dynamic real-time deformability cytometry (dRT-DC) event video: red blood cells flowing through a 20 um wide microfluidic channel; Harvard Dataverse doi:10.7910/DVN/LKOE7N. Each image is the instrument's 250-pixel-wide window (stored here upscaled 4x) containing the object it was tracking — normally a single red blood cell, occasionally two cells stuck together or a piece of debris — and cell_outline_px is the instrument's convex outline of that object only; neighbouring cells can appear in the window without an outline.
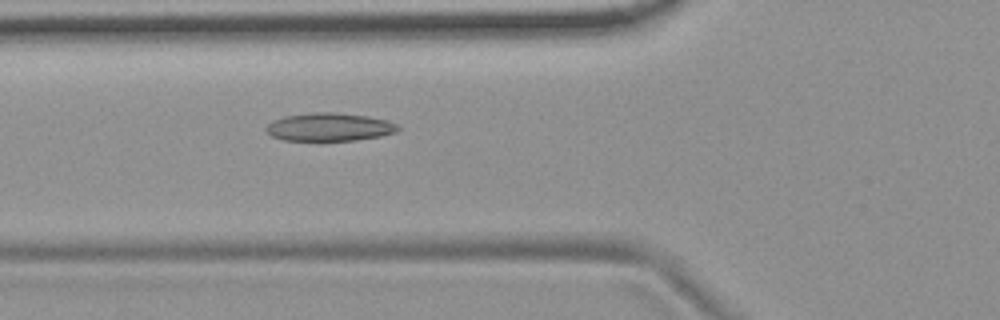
{"species": "common noctule bat (a hibernating species)", "species_latin": "Nyctalus noctula", "temperature_condition": "room temperature", "stored_images_in_passage": 54, "camera_frame_rate_fps": 3000, "um_per_image_px": 0.085, "animal": {"sex": "female", "body_mass_g": 19.9}, "frame": {"image": 1, "passage_image": 20, "time_ms": 6.333, "image_size_px": [1000, 320], "cell_outline_px": [[400, 128], [396, 132], [380, 136], [356, 140], [320, 144], [284, 140], [272, 136], [264, 128], [272, 120], [284, 116], [316, 112], [332, 112], [368, 116], [388, 120], [396, 124]], "centroid_in_image_um": [27.96, 10.84], "position_along_channel_um": 97.8, "area_um2": 22.54}}
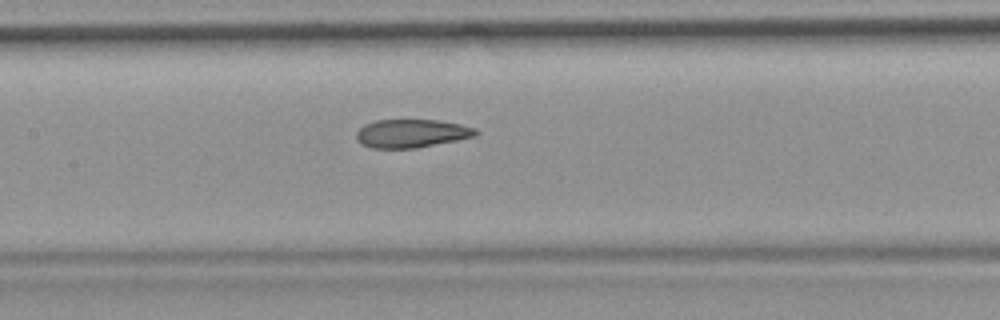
{"frame": {"image": 2, "passage_image": 26, "time_ms": 8.333, "image_size_px": [1000, 320], "cell_outline_px": [[480, 132], [476, 136], [416, 148], [372, 148], [360, 144], [356, 140], [356, 132], [364, 124], [376, 120], [440, 120], [460, 124], [476, 128]], "centroid_in_image_um": [34.97, 11.34], "position_along_channel_um": 172.4, "area_um2": 19.83}}
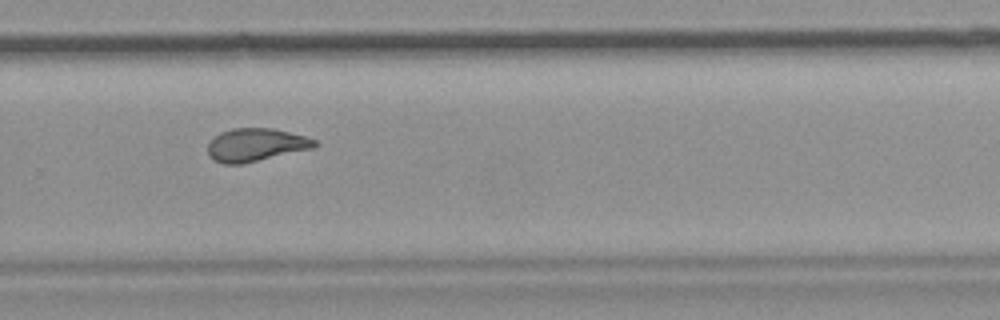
{"frame": {"image": 3, "passage_image": 37, "time_ms": 12.0, "image_size_px": [1000, 320], "cell_outline_px": [[320, 144], [316, 148], [240, 164], [224, 164], [216, 160], [208, 152], [208, 144], [220, 132], [232, 128], [272, 128], [304, 136], [316, 140]], "centroid_in_image_um": [21.8, 12.31], "position_along_channel_um": 308.0, "area_um2": 20.4}, "authors_computed_cell_mechanics": {"area_um2": 21.3571, "velocity_mm_per_s": 3.7162, "shape_relaxation_time_tau1_ms": null, "shape_relaxation_time_tau2_ms": 2.6883, "deformation_change_tau1": null, "deformation_change_tau2": 0.104}}